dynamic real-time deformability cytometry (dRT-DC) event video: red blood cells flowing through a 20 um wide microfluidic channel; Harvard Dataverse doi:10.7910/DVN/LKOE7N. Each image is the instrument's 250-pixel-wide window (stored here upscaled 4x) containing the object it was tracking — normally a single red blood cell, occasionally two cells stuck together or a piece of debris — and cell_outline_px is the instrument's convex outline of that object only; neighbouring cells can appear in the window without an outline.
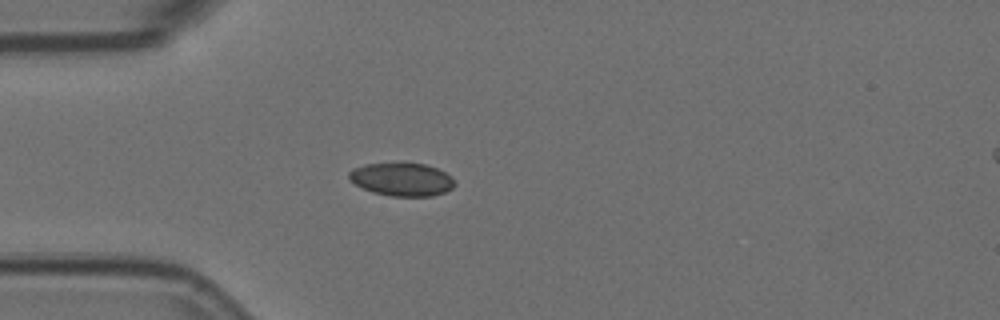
{"species": "Egyptian fruit bat (a non-hibernating species)", "species_latin": "Rousettus aegyptiacus", "temperature_condition": "room temperature", "stored_images_in_passage": 4, "camera_frame_rate_fps": 3000, "um_per_image_px": 0.085, "animal": {"sex": "female"}, "frame": {"image": 1, "passage_image": 4, "time_ms": 1.0, "image_size_px": [1000, 320], "cell_outline_px": [[456, 184], [452, 188], [444, 192], [432, 196], [392, 196], [372, 192], [348, 180], [348, 172], [352, 168], [364, 164], [424, 164], [436, 168], [452, 176]], "centroid_in_image_um": [34.14, 15.25], "position_along_channel_um": 50.9, "area_um2": 20.23}}